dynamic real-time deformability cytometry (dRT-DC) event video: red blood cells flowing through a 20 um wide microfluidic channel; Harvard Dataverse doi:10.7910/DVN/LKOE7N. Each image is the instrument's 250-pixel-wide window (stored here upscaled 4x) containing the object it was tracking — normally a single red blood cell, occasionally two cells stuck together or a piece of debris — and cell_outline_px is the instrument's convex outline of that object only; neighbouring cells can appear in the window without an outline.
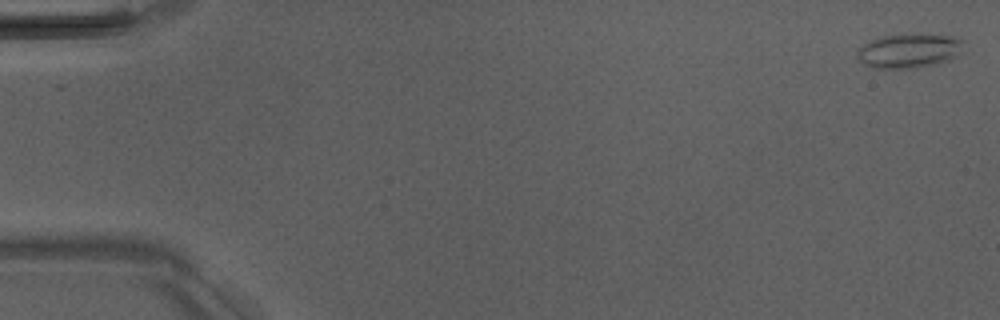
{"species": "Egyptian fruit bat (a non-hibernating species)", "species_latin": "Rousettus aegyptiacus", "temperature_condition": "room temperature", "stored_images_in_passage": 4, "camera_frame_rate_fps": 3000, "um_per_image_px": 0.085, "animal": {"sex": "male"}, "frame": {"image": 1, "passage_image": 1, "time_ms": 0.0, "image_size_px": [1000, 320], "cell_outline_px": [[964, 40], [952, 56], [936, 64], [916, 68], [872, 68], [864, 64], [856, 56], [856, 52], [864, 44], [872, 40], [884, 36], [952, 36]], "centroid_in_image_um": [77.15, 4.36], "position_along_channel_um": 7.9, "area_um2": 20.06}}